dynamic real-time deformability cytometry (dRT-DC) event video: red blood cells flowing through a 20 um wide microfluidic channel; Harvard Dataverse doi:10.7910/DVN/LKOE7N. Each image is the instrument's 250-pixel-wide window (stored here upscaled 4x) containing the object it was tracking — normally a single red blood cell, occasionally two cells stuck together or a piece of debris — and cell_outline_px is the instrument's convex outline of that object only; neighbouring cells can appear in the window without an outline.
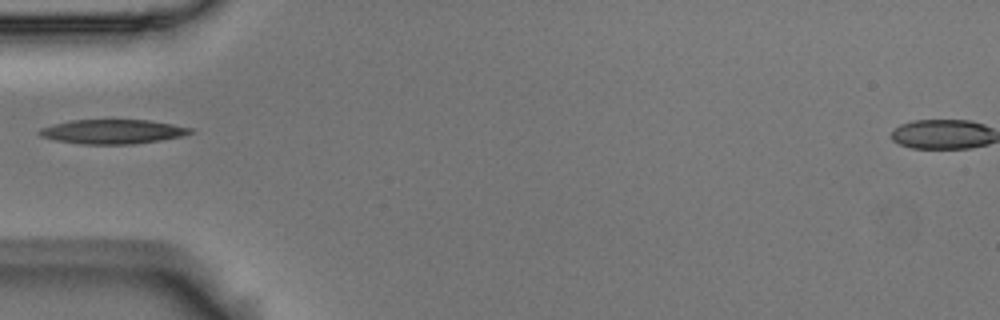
{"species": "Egyptian fruit bat (a non-hibernating species)", "species_latin": "Rousettus aegyptiacus", "temperature_condition": "room temperature", "stored_images_in_passage": 22, "camera_frame_rate_fps": 3000, "um_per_image_px": 0.085, "animal": {"sex": "male"}, "frame": {"image": 1, "passage_image": 1, "time_ms": 0.0, "image_size_px": [1000, 320], "cell_outline_px": [[196, 132], [184, 136], [160, 140], [132, 144], [80, 144], [56, 140], [40, 136], [36, 132], [40, 128], [72, 120], [148, 120], [172, 124], [192, 128]], "centroid_in_image_um": [9.6, 11.19], "position_along_channel_um": 75.4, "area_um2": 21.39}}
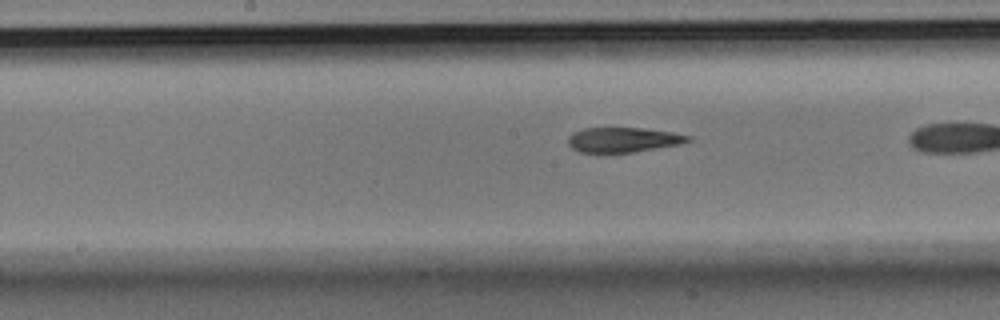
{"frame": {"image": 2, "passage_image": 7, "time_ms": 2.0, "image_size_px": [1000, 320], "cell_outline_px": [[692, 140], [680, 144], [632, 152], [580, 152], [572, 148], [568, 144], [568, 136], [572, 132], [584, 128], [644, 128], [672, 132], [692, 136]], "centroid_in_image_um": [52.97, 11.87], "position_along_channel_um": 195.2, "area_um2": 17.34}}